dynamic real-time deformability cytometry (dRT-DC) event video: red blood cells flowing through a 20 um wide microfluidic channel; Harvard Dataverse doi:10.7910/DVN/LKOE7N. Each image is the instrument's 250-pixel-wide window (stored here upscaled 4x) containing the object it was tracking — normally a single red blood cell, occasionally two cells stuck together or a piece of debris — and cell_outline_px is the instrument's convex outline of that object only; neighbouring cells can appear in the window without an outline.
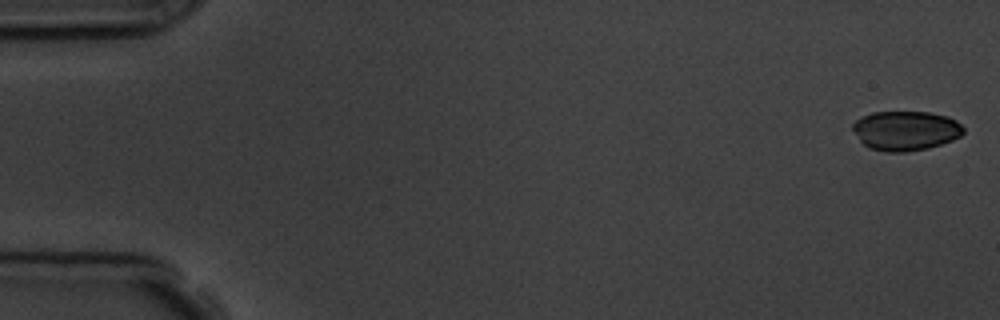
{"species": "common noctule bat (a hibernating species)", "species_latin": "Nyctalus noctula", "temperature_condition": "room temperature", "stored_images_in_passage": 4, "camera_frame_rate_fps": 3000, "um_per_image_px": 0.085, "animal": {"sex": "male", "body_mass_g": 19.5, "forearm_length_mm": 54.6}, "frame": {"image": 1, "passage_image": 1, "time_ms": 0.0, "image_size_px": [1000, 320], "cell_outline_px": [[964, 132], [960, 136], [952, 140], [928, 148], [908, 152], [888, 152], [868, 148], [860, 140], [852, 128], [852, 124], [860, 116], [872, 112], [928, 112], [948, 116], [956, 120], [964, 128]], "centroid_in_image_um": [76.97, 11.1], "position_along_channel_um": 8.0, "area_um2": 25.61}}